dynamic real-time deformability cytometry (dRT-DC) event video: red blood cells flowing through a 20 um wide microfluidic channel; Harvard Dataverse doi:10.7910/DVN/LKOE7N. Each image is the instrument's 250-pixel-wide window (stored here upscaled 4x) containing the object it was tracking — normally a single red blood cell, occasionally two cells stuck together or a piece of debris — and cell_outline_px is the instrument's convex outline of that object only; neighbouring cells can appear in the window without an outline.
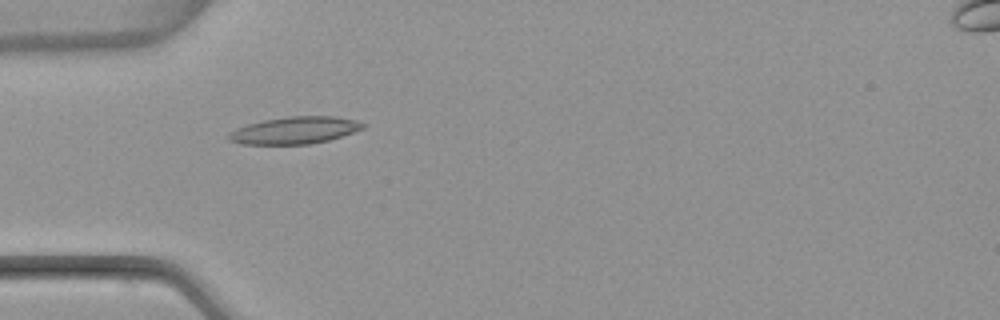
{"species": "common noctule bat (a hibernating species)", "species_latin": "Nyctalus noctula", "temperature_condition": "warm", "stored_images_in_passage": 6, "camera_frame_rate_fps": 3000, "um_per_image_px": 0.085, "animal": {"sex": "female", "body_mass_g": 22.7, "forearm_length_mm": 54.2}, "frame": {"image": 1, "passage_image": 4, "time_ms": 5.0, "image_size_px": [1000, 320], "cell_outline_px": [[364, 128], [328, 140], [308, 144], [240, 144], [228, 140], [228, 132], [236, 128], [248, 124], [264, 120], [288, 116], [336, 116], [356, 120], [364, 124]], "centroid_in_image_um": [25.01, 11.07], "position_along_channel_um": 60.0, "area_um2": 21.1}}
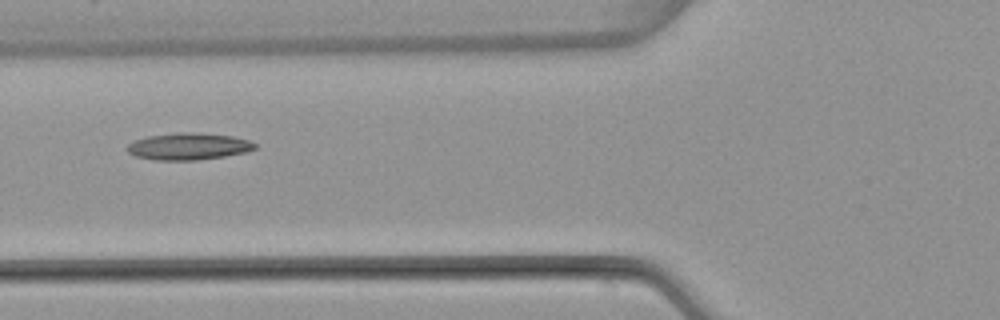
{"frame": {"image": 2, "passage_image": 5, "time_ms": 6.333, "image_size_px": [1000, 320], "cell_outline_px": [[256, 148], [248, 152], [224, 156], [196, 160], [156, 160], [136, 156], [128, 152], [128, 144], [136, 140], [148, 136], [176, 132], [192, 132], [232, 136], [248, 140], [256, 144]], "centroid_in_image_um": [16.04, 12.44], "position_along_channel_um": 109.8, "area_um2": 19.88}}
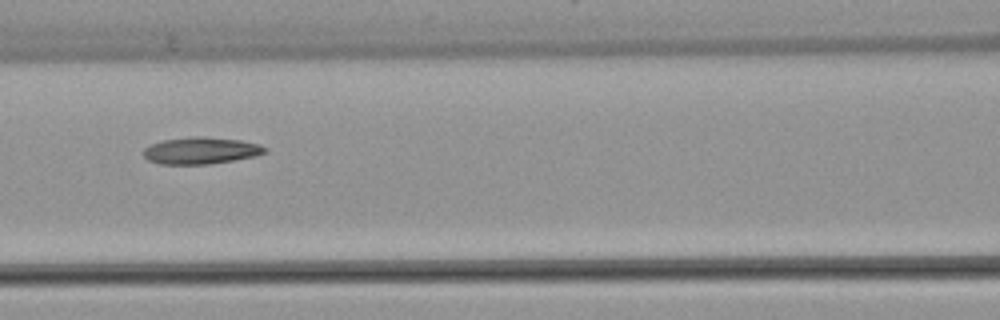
{"frame": {"image": 3, "passage_image": 6, "time_ms": 7.333, "image_size_px": [1000, 320], "cell_outline_px": [[268, 152], [256, 156], [208, 164], [160, 164], [148, 160], [144, 156], [144, 148], [152, 144], [164, 140], [192, 136], [200, 136], [240, 140], [260, 144], [268, 148]], "centroid_in_image_um": [17.11, 12.8], "position_along_channel_um": 149.5, "area_um2": 18.96}}